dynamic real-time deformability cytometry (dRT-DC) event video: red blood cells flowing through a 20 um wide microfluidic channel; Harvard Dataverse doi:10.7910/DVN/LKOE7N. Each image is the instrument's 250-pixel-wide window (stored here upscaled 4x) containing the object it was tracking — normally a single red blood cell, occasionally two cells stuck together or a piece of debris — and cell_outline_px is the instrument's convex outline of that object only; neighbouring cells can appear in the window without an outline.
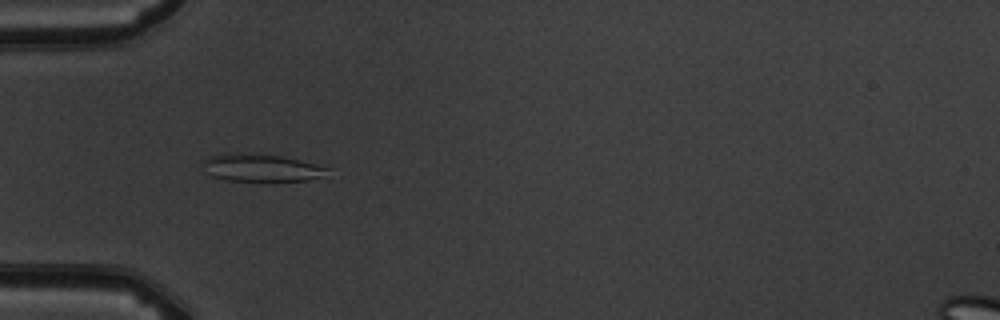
{"species": "common noctule bat (a hibernating species)", "species_latin": "Nyctalus noctula", "temperature_condition": "warm", "stored_images_in_passage": 5, "camera_frame_rate_fps": 3000, "um_per_image_px": 0.085, "animal": {"sex": "male", "body_mass_g": 19.5, "forearm_length_mm": 54.6}, "frame": {"image": 1, "passage_image": 4, "time_ms": 3.667, "image_size_px": [1000, 320], "cell_outline_px": [[328, 168], [320, 176], [308, 180], [276, 184], [224, 180], [212, 176], [204, 172], [200, 160], [208, 156], [280, 156]], "centroid_in_image_um": [22.14, 14.37], "position_along_channel_um": 62.9, "area_um2": 19.65}}